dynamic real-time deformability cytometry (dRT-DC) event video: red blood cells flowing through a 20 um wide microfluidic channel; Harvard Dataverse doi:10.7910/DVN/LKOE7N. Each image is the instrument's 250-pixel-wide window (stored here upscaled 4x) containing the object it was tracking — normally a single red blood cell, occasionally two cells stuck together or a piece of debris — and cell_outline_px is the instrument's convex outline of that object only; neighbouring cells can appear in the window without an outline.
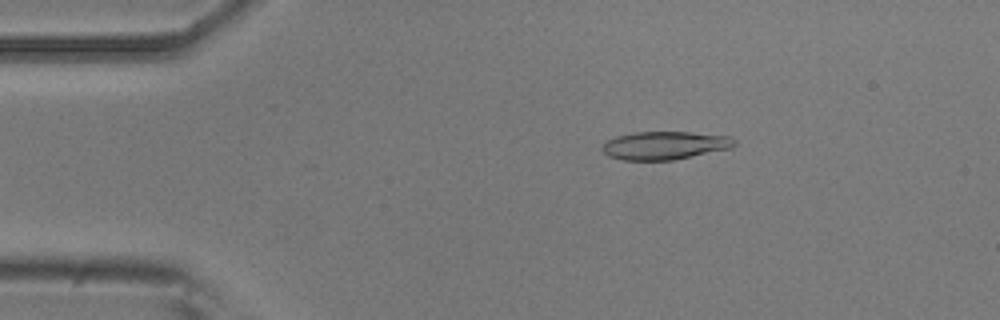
{"species": "common noctule bat (a hibernating species)", "species_latin": "Nyctalus noctula", "temperature_condition": "room temperature", "stored_images_in_passage": 46, "camera_frame_rate_fps": 3000, "um_per_image_px": 0.085, "animal": {"sex": "male", "body_mass_g": 20.5, "forearm_length_mm": 52.5}, "frame": {"image": 1, "passage_image": 3, "time_ms": 0.667, "image_size_px": [1000, 320], "cell_outline_px": [[736, 144], [732, 148], [672, 160], [624, 160], [608, 156], [600, 148], [608, 140], [616, 136], [636, 132], [688, 132], [728, 136], [736, 140]], "centroid_in_image_um": [56.5, 12.36], "position_along_channel_um": 28.5, "area_um2": 21.56}}
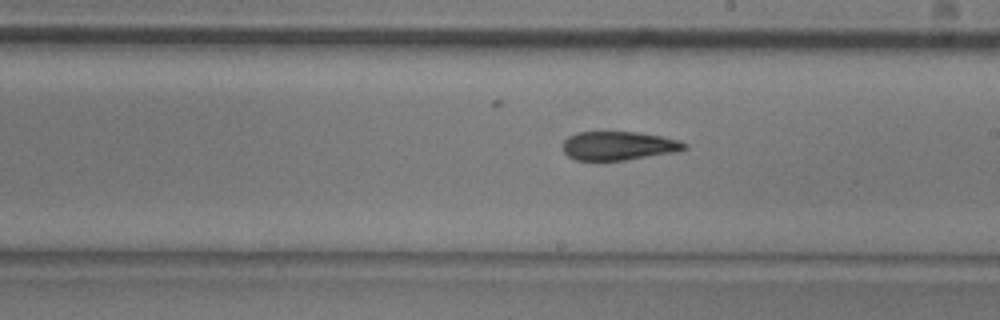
{"frame": {"image": 2, "passage_image": 23, "time_ms": 7.333, "image_size_px": [1000, 320], "cell_outline_px": [[688, 148], [676, 152], [624, 160], [576, 160], [568, 156], [564, 152], [564, 140], [568, 136], [576, 132], [636, 132], [660, 136], [680, 140], [688, 144]], "centroid_in_image_um": [52.6, 12.39], "position_along_channel_um": 236.4, "area_um2": 20.35}}
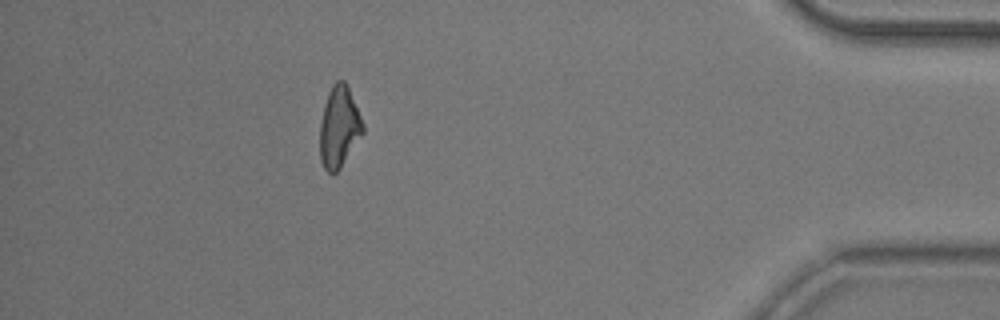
{"frame": {"image": 3, "passage_image": 40, "time_ms": 13.0, "image_size_px": [1000, 320], "cell_outline_px": [[364, 132], [340, 168], [336, 172], [328, 172], [324, 168], [320, 160], [320, 124], [324, 104], [328, 92], [332, 84], [336, 80], [344, 80], [348, 88], [364, 124]], "centroid_in_image_um": [28.81, 10.79], "position_along_channel_um": 406.4, "area_um2": 20.17}, "authors_computed_cell_mechanics": {"area_um2": 20.8947, "velocity_mm_per_s": 3.8907, "shape_relaxation_time_tau1_ms": 7.4322, "shape_relaxation_time_tau2_ms": 5.2838, "deformation_change_tau1": 0.1735, "deformation_change_tau2": 0.1441}}